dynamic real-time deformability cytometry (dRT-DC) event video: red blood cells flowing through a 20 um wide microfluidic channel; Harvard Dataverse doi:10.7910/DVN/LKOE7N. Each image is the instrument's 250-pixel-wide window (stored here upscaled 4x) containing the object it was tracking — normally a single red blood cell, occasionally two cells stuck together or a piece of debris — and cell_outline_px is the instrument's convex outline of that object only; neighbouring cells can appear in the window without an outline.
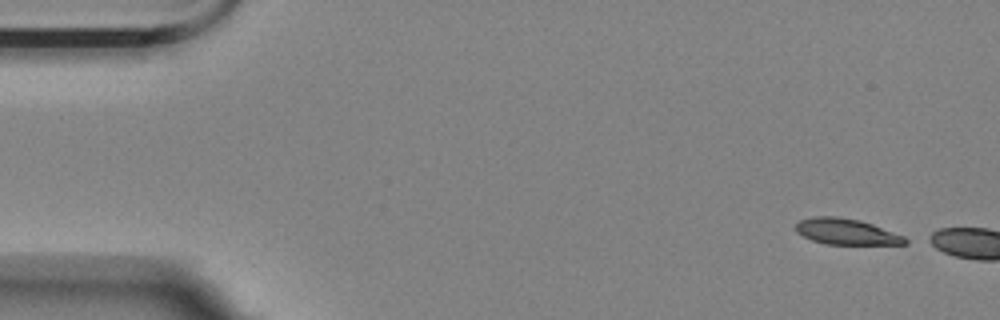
{"species": "Egyptian fruit bat (a non-hibernating species)", "species_latin": "Rousettus aegyptiacus", "temperature_condition": "room temperature", "stored_images_in_passage": 5, "camera_frame_rate_fps": 3000, "um_per_image_px": 0.085, "animal": {"sex": "female"}, "frame": {"image": 1, "passage_image": 1, "time_ms": 0.0, "image_size_px": [1000, 320], "cell_outline_px": [[912, 240], [908, 244], [824, 244], [812, 240], [796, 232], [796, 224], [800, 220], [812, 216], [836, 216], [860, 220], [872, 224], [904, 236]], "centroid_in_image_um": [71.96, 19.69], "position_along_channel_um": 13.0, "area_um2": 16.59}}